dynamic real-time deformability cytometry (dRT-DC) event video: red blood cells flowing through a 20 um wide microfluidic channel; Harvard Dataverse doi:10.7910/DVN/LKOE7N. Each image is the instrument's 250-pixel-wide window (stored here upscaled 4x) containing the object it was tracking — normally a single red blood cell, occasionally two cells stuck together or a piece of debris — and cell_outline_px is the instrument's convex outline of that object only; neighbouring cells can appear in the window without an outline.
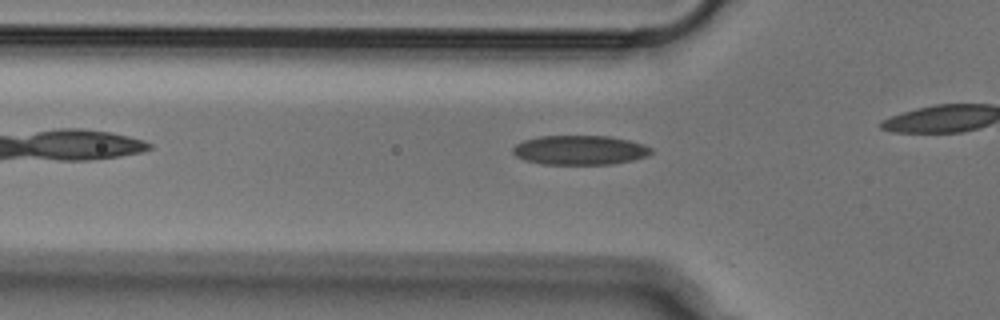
{"species": "Egyptian fruit bat (a non-hibernating species)", "species_latin": "Rousettus aegyptiacus", "temperature_condition": "cold", "stored_images_in_passage": 27, "camera_frame_rate_fps": 3000, "um_per_image_px": 0.085, "animal": {"sex": "male"}, "frame": {"image": 1, "passage_image": 3, "time_ms": 0.667, "image_size_px": [1000, 320], "cell_outline_px": [[652, 152], [648, 156], [632, 160], [612, 164], [544, 164], [524, 160], [516, 156], [512, 152], [512, 148], [516, 144], [524, 140], [540, 136], [608, 136], [628, 140], [644, 144], [652, 148]], "centroid_in_image_um": [49.29, 12.76], "position_along_channel_um": 76.5, "area_um2": 23.7}}
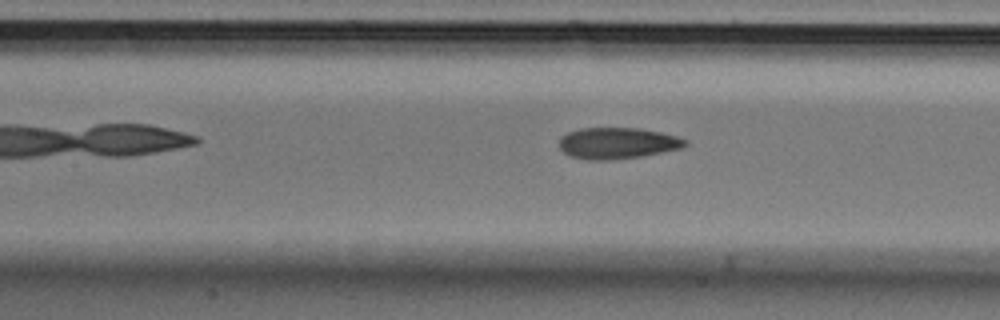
{"frame": {"image": 2, "passage_image": 9, "time_ms": 2.667, "image_size_px": [1000, 320], "cell_outline_px": [[688, 144], [684, 148], [640, 156], [612, 160], [588, 160], [572, 156], [564, 152], [560, 148], [560, 140], [568, 132], [580, 128], [640, 128], [660, 132], [676, 136], [688, 140]], "centroid_in_image_um": [52.53, 12.17], "position_along_channel_um": 154.9, "area_um2": 22.89}}
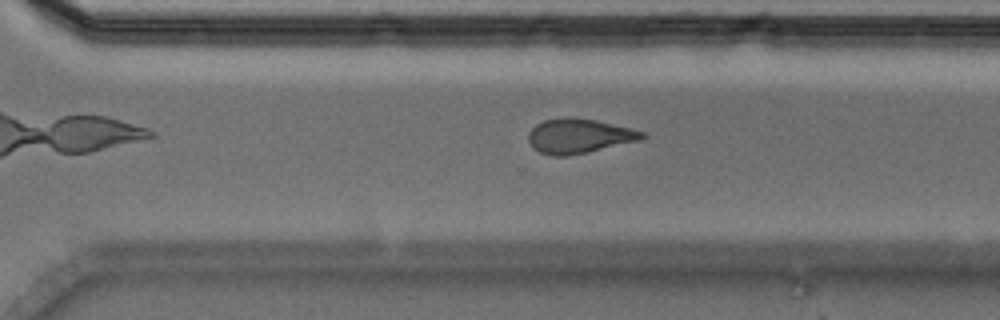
{"frame": {"image": 3, "passage_image": 22, "time_ms": 7.0, "image_size_px": [1000, 320], "cell_outline_px": [[648, 136], [640, 140], [588, 152], [568, 156], [552, 156], [540, 152], [532, 148], [528, 140], [528, 132], [536, 124], [544, 120], [568, 116], [572, 116], [596, 120], [632, 128], [644, 132]], "centroid_in_image_um": [49.21, 11.55], "position_along_channel_um": 321.4, "area_um2": 23.18}}